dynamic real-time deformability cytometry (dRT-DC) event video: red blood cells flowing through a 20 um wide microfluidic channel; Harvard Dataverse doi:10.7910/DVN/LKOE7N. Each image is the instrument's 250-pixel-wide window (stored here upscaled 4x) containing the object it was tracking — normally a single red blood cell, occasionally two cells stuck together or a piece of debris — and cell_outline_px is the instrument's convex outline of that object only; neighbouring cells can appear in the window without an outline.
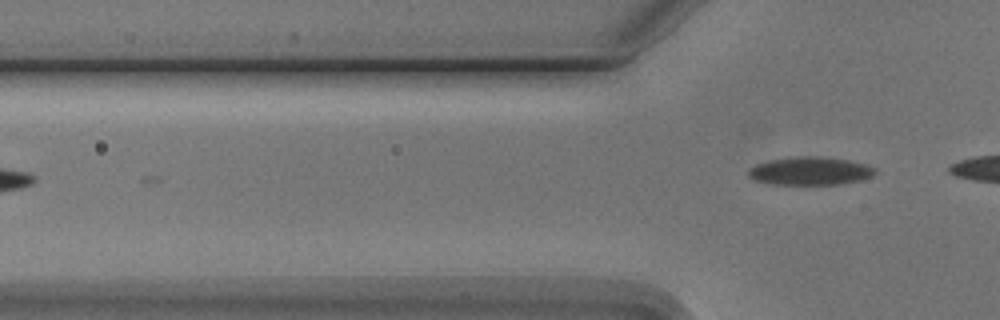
{"species": "Egyptian fruit bat (a non-hibernating species)", "species_latin": "Rousettus aegyptiacus", "temperature_condition": "cold", "stored_images_in_passage": 2, "camera_frame_rate_fps": 3000, "um_per_image_px": 0.085, "animal": {"sex": "male"}, "frame": {"image": 1, "passage_image": 2, "time_ms": 1.0, "image_size_px": [1000, 320], "cell_outline_px": [[876, 172], [872, 176], [860, 180], [840, 184], [772, 184], [756, 180], [748, 176], [748, 168], [756, 164], [768, 160], [796, 156], [820, 156], [848, 160], [868, 164], [876, 168]], "centroid_in_image_um": [68.87, 14.52], "position_along_channel_um": 56.9, "area_um2": 20.87}}